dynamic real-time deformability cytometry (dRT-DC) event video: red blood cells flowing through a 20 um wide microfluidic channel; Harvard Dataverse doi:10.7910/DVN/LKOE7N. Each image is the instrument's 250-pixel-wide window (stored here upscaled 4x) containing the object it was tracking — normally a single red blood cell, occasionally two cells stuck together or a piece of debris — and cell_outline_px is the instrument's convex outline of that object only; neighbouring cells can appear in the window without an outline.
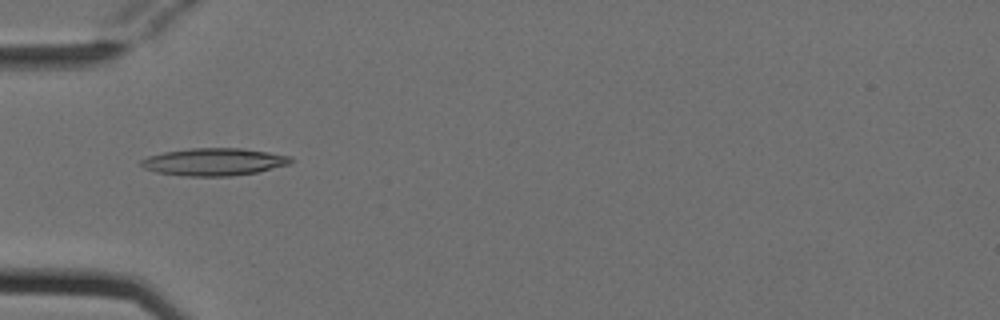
{"species": "Egyptian fruit bat (a non-hibernating species)", "species_latin": "Rousettus aegyptiacus", "temperature_condition": "cold", "stored_images_in_passage": 6, "camera_frame_rate_fps": 3000, "um_per_image_px": 0.085, "animal": {"sex": "female"}, "frame": {"image": 1, "passage_image": 6, "time_ms": 1.667, "image_size_px": [1000, 320], "cell_outline_px": [[292, 160], [288, 164], [256, 172], [232, 176], [188, 176], [156, 172], [144, 168], [140, 164], [140, 160], [148, 156], [164, 152], [188, 148], [240, 148], [268, 152], [292, 156]], "centroid_in_image_um": [18.16, 13.75], "position_along_channel_um": 66.8, "area_um2": 23.81}}